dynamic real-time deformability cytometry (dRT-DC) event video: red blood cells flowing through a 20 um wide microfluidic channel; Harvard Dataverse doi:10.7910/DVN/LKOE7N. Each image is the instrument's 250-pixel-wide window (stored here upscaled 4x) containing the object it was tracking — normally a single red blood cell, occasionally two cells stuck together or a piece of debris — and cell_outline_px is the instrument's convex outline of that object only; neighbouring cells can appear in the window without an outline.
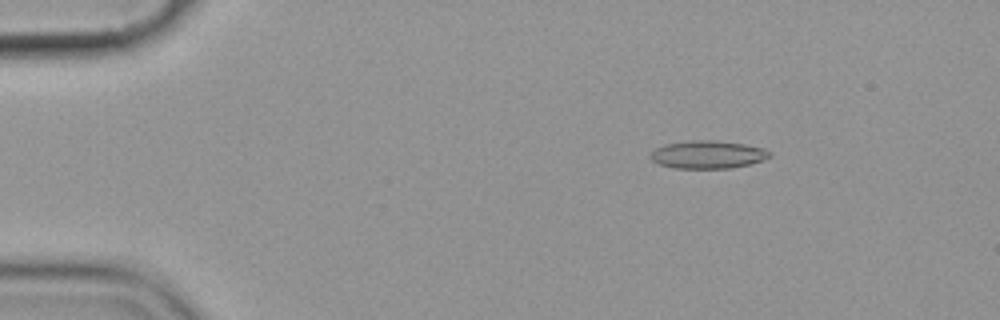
{"species": "common noctule bat (a hibernating species)", "species_latin": "Nyctalus noctula", "temperature_condition": "cold", "stored_images_in_passage": 6, "camera_frame_rate_fps": 3000, "um_per_image_px": 0.085, "animal": {"sex": "female", "body_mass_g": 19.9}, "frame": {"image": 1, "passage_image": 3, "time_ms": 2.333, "image_size_px": [1000, 320], "cell_outline_px": [[772, 156], [748, 164], [732, 168], [676, 168], [660, 164], [652, 160], [648, 156], [656, 148], [664, 144], [692, 140], [712, 140], [744, 144], [764, 148], [772, 152]], "centroid_in_image_um": [60.16, 13.13], "position_along_channel_um": 24.8, "area_um2": 19.25}}
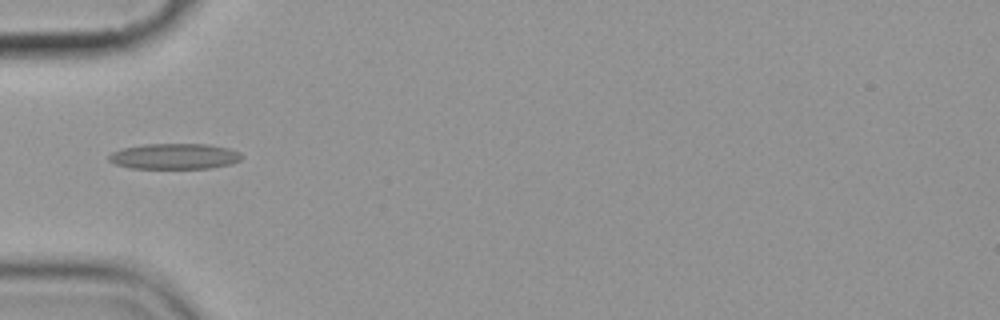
{"frame": {"image": 2, "passage_image": 6, "time_ms": 5.667, "image_size_px": [1000, 320], "cell_outline_px": [[244, 156], [240, 160], [228, 164], [212, 168], [132, 168], [116, 164], [108, 160], [108, 156], [112, 152], [120, 148], [144, 144], [208, 144], [228, 148], [240, 152]], "centroid_in_image_um": [14.83, 13.28], "position_along_channel_um": 70.2, "area_um2": 19.88}}